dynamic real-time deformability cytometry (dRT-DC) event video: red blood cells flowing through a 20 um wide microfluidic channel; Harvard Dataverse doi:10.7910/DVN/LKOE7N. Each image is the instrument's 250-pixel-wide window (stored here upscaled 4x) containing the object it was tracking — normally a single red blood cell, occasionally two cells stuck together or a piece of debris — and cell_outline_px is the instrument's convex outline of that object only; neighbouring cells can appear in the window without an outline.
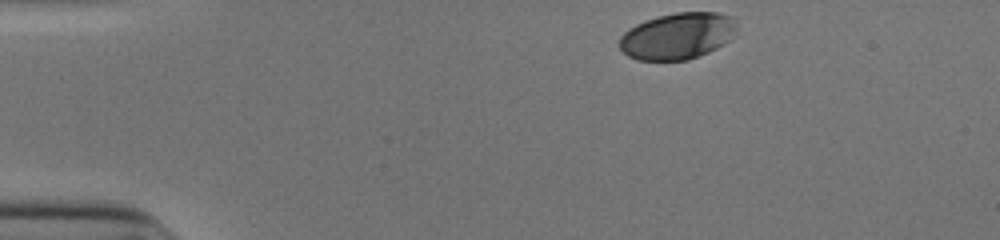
{"species": "human", "species_latin": "Homo sapiens", "temperature_condition": "cold", "stored_images_in_passage": 36, "camera_frame_rate_fps": 3000, "um_per_image_px": 0.085, "donor": {"sex": "male"}, "frame": {"image": 1, "passage_image": 1, "time_ms": 0.0, "image_size_px": [1000, 240], "cell_outline_px": [[736, 28], [732, 40], [708, 52], [688, 60], [636, 60], [628, 56], [620, 48], [620, 36], [628, 28], [644, 20], [656, 16], [676, 12], [716, 12], [732, 16], [736, 24]], "centroid_in_image_um": [57.59, 3.05], "position_along_channel_um": 27.4, "area_um2": 32.08}}
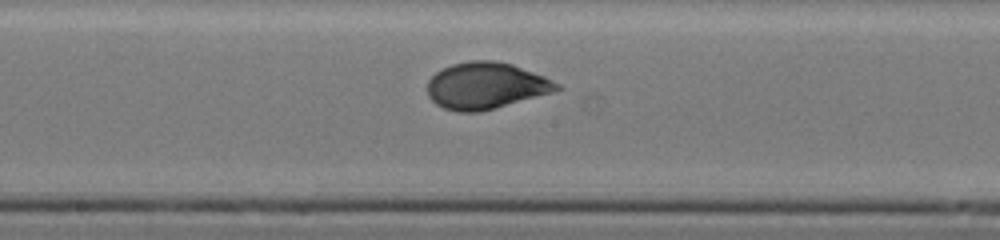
{"frame": {"image": 2, "passage_image": 21, "time_ms": 6.667, "image_size_px": [1000, 240], "cell_outline_px": [[564, 88], [552, 92], [480, 112], [456, 112], [444, 108], [436, 104], [428, 96], [428, 80], [436, 72], [452, 64], [472, 60], [492, 60], [512, 64], [544, 76], [560, 84]], "centroid_in_image_um": [41.29, 7.28], "position_along_channel_um": 206.9, "area_um2": 34.97}}
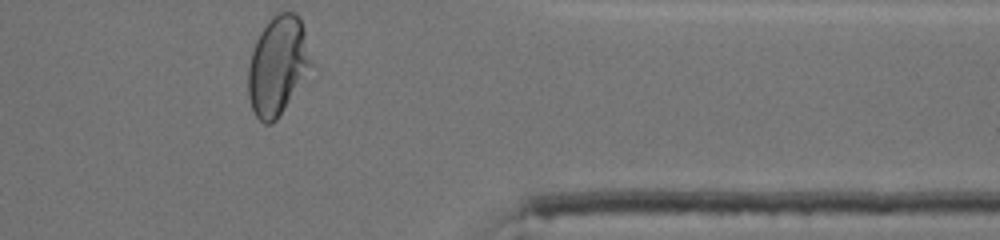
{"frame": {"image": 3, "passage_image": 36, "time_ms": 11.667, "image_size_px": [1000, 240], "cell_outline_px": [[312, 64], [276, 120], [272, 124], [264, 124], [256, 116], [252, 108], [248, 96], [248, 68], [252, 52], [256, 40], [260, 32], [268, 20], [272, 16], [280, 12], [296, 12], [304, 28]], "centroid_in_image_um": [23.57, 5.55], "position_along_channel_um": 387.8, "area_um2": 35.6}, "authors_computed_cell_mechanics": {"area_um2": 34.1887, "velocity_mm_per_s": 3.8879, "shape_relaxation_time_tau1_ms": 4.8929, "shape_relaxation_time_tau2_ms": null, "deformation_change_tau1": 0.201, "deformation_change_tau2": null}}